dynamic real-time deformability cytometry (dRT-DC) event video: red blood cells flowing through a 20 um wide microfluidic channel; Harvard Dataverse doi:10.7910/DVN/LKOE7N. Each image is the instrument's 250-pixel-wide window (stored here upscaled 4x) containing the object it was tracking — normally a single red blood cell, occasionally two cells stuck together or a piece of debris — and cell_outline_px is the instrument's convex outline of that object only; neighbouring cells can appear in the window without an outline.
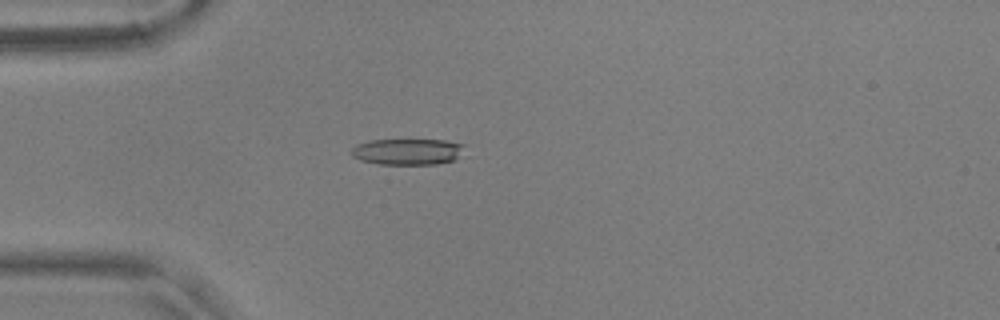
{"species": "common noctule bat (a hibernating species)", "species_latin": "Nyctalus noctula", "temperature_condition": "warm", "stored_images_in_passage": 55, "camera_frame_rate_fps": 3000, "um_per_image_px": 0.085, "animal": {"sex": "male", "body_mass_g": 17.9, "forearm_length_mm": 54.2}, "frame": {"image": 1, "passage_image": 15, "time_ms": 4.667, "image_size_px": [1000, 320], "cell_outline_px": [[464, 144], [456, 156], [452, 160], [436, 164], [380, 164], [360, 160], [352, 156], [352, 148], [356, 144], [372, 140], [444, 140]], "centroid_in_image_um": [34.56, 12.89], "position_along_channel_um": 50.4, "area_um2": 16.88}}
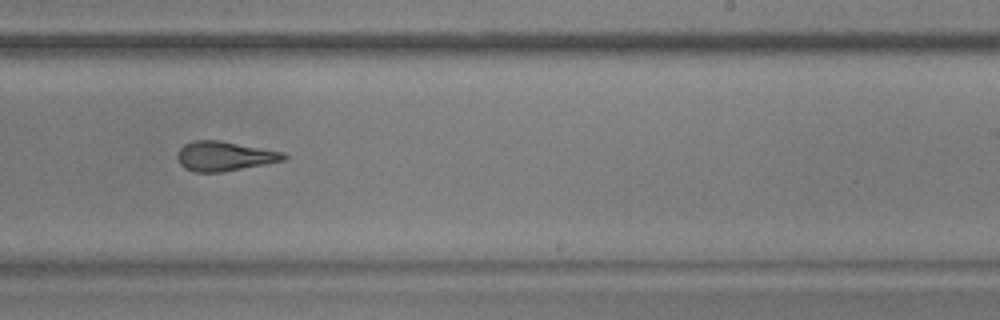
{"frame": {"image": 2, "passage_image": 34, "time_ms": 11.0, "image_size_px": [1000, 320], "cell_outline_px": [[288, 156], [284, 160], [264, 164], [220, 172], [196, 172], [184, 168], [176, 160], [176, 152], [184, 144], [192, 140], [220, 140], [284, 152]], "centroid_in_image_um": [19.02, 13.26], "position_along_channel_um": 270.0, "area_um2": 18.38}}
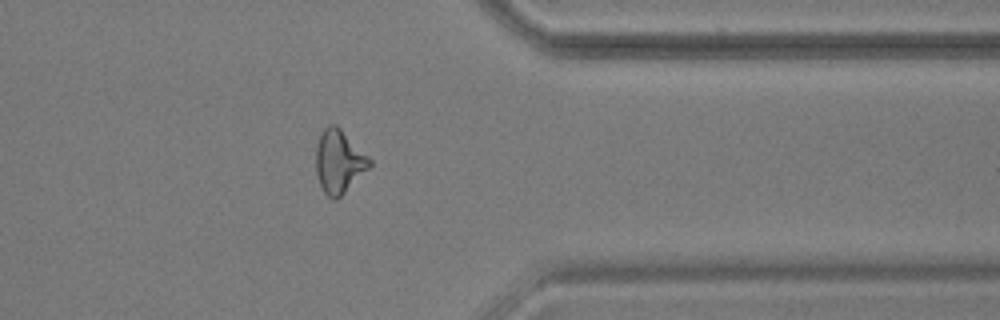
{"frame": {"image": 3, "passage_image": 44, "time_ms": 14.333, "image_size_px": [1000, 320], "cell_outline_px": [[372, 164], [336, 200], [332, 200], [324, 192], [320, 184], [316, 172], [316, 144], [324, 128], [328, 124], [336, 124], [372, 160]], "centroid_in_image_um": [28.79, 13.72], "position_along_channel_um": 382.6, "area_um2": 19.42}, "authors_computed_cell_mechanics": {"area_um2": 18.9584, "velocity_mm_per_s": 3.6583, "shape_relaxation_time_tau1_ms": 7.0859, "shape_relaxation_time_tau2_ms": 2.081, "deformation_change_tau1": 0.2163, "deformation_change_tau2": 0.1252}}